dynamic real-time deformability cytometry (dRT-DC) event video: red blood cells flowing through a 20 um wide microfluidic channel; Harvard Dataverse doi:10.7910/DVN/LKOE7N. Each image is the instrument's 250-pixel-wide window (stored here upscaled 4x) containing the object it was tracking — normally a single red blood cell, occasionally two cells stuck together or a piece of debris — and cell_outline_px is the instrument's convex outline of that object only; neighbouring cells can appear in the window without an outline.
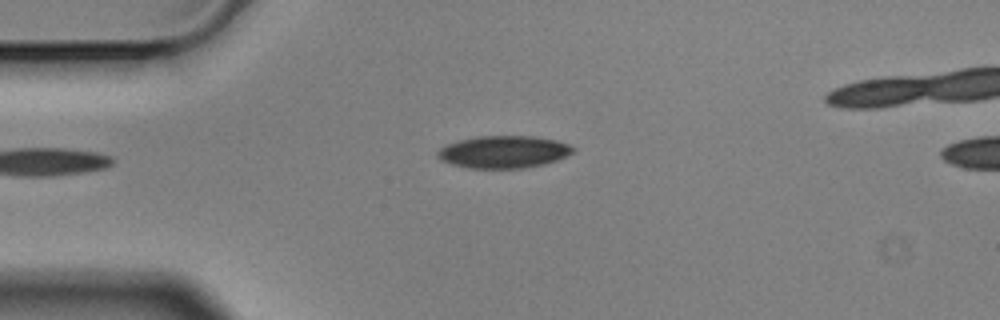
{"species": "Egyptian fruit bat (a non-hibernating species)", "species_latin": "Rousettus aegyptiacus", "temperature_condition": "cold", "stored_images_in_passage": 2, "camera_frame_rate_fps": 3000, "um_per_image_px": 0.085, "animal": {"sex": "male"}, "frame": {"image": 1, "passage_image": 1, "time_ms": 0.0, "image_size_px": [1000, 320], "cell_outline_px": [[576, 152], [556, 160], [544, 164], [524, 168], [468, 168], [452, 164], [440, 160], [436, 156], [436, 152], [440, 148], [448, 144], [460, 140], [480, 136], [532, 136], [556, 140], [568, 144], [576, 148]], "centroid_in_image_um": [42.82, 12.91], "position_along_channel_um": 42.2, "area_um2": 25.55}}